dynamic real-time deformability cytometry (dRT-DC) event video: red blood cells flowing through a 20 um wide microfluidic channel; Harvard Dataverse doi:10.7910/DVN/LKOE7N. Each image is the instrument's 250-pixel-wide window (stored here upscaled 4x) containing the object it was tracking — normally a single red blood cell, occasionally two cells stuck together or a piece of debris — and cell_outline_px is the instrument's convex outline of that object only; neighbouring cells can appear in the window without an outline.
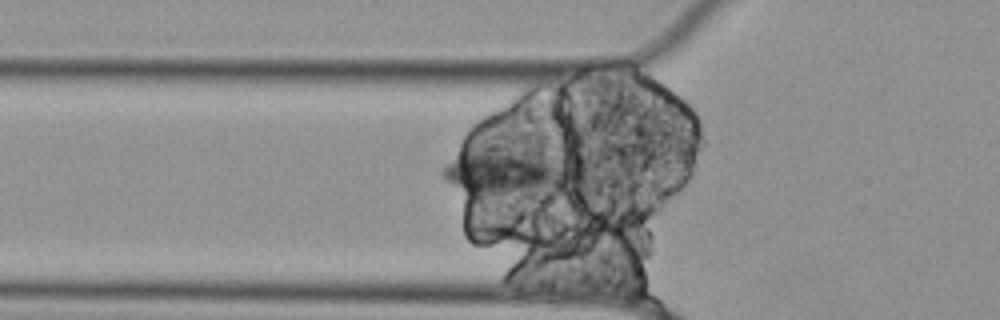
{"species": "Egyptian fruit bat (a non-hibernating species)", "species_latin": "Rousettus aegyptiacus", "temperature_condition": "cold", "stored_images_in_passage": 42, "segment_of_instrument_passage": [2, 3], "camera_frame_rate_fps": 3000, "um_per_image_px": 0.085, "animal": {"sex": "female"}, "frame": {"image": 1, "passage_image": 5, "time_ms": 1.333, "image_size_px": [1000, 320], "cell_outline_px": [[568, 176], [556, 200], [548, 204], [464, 192], [456, 188], [444, 180], [440, 172], [444, 164], [460, 148], [488, 144], [492, 144], [564, 160], [568, 168]], "centroid_in_image_um": [43.01, 14.74], "position_along_channel_um": 82.8, "area_um2": 39.77}}